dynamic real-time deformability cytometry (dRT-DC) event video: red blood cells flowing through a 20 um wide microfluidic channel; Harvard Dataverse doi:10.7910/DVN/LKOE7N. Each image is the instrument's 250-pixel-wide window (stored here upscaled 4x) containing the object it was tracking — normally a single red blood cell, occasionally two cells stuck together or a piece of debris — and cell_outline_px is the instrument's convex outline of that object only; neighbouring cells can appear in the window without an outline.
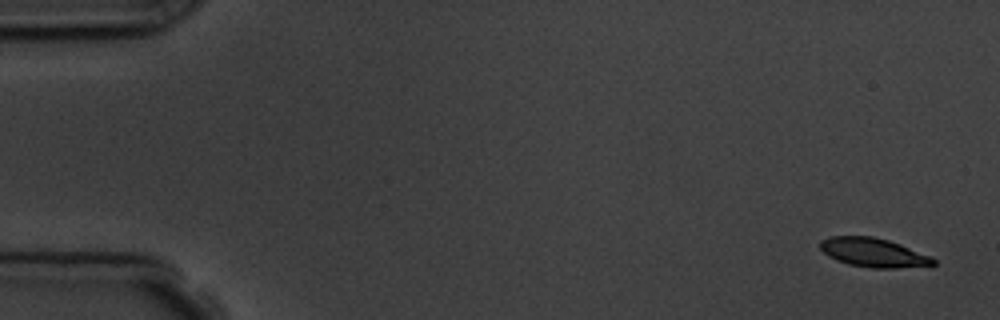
{"species": "common noctule bat (a hibernating species)", "species_latin": "Nyctalus noctula", "temperature_condition": "room temperature", "stored_images_in_passage": 6, "segment_of_instrument_passage": [1, 2], "camera_frame_rate_fps": 3000, "um_per_image_px": 0.085, "animal": {"sex": "male", "body_mass_g": 19.5, "forearm_length_mm": 54.6}, "frame": {"image": 1, "passage_image": 1, "time_ms": 0.0, "image_size_px": [1000, 320], "cell_outline_px": [[936, 264], [896, 268], [872, 268], [848, 264], [836, 260], [828, 256], [820, 248], [820, 240], [828, 236], [872, 236], [888, 240], [900, 244], [928, 256], [936, 260]], "centroid_in_image_um": [74.17, 21.46], "position_along_channel_um": 10.8, "area_um2": 18.9}}
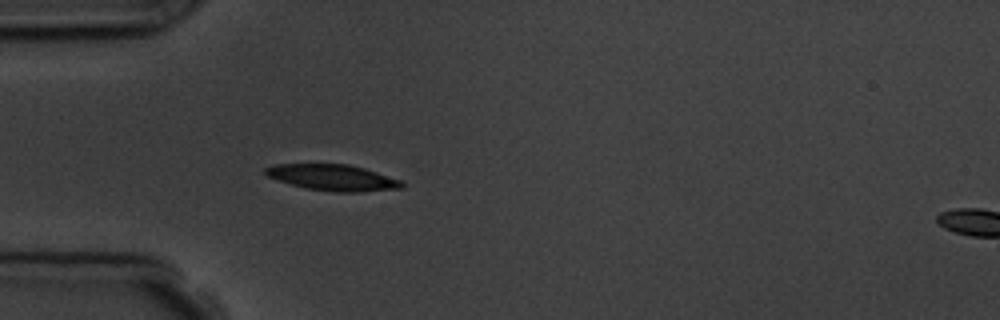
{"frame": {"image": 2, "passage_image": 5, "time_ms": 4.667, "image_size_px": [1000, 320], "cell_outline_px": [[404, 188], [356, 192], [336, 192], [308, 188], [292, 184], [268, 176], [264, 172], [264, 168], [276, 164], [348, 164], [364, 168], [404, 180]], "centroid_in_image_um": [28.36, 15.09], "position_along_channel_um": 56.6, "area_um2": 20.63}}